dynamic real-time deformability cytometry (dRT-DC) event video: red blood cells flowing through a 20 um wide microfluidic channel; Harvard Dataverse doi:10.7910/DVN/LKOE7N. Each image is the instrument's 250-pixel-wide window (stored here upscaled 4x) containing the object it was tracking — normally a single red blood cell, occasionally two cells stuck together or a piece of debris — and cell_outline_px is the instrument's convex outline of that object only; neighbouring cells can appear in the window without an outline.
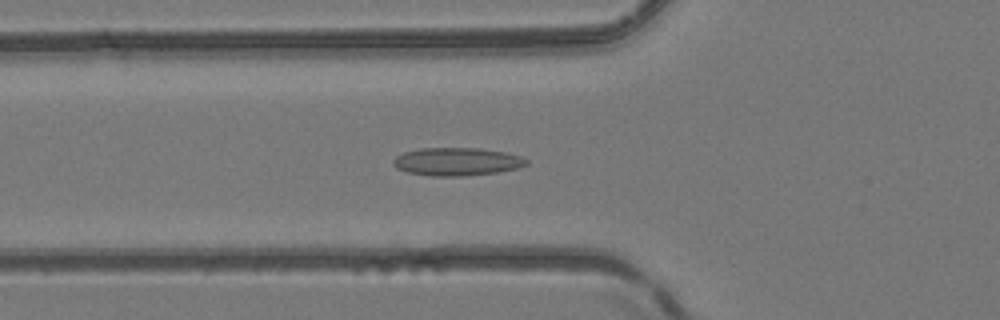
{"species": "common noctule bat (a hibernating species)", "species_latin": "Nyctalus noctula", "temperature_condition": "room temperature", "stored_images_in_passage": 12, "camera_frame_rate_fps": 3000, "um_per_image_px": 0.085, "animal": {"sex": "female", "body_mass_g": 24.6, "forearm_length_mm": 56.2}, "frame": {"image": 1, "passage_image": 5, "time_ms": 1.333, "image_size_px": [1000, 320], "cell_outline_px": [[528, 164], [520, 168], [496, 172], [464, 176], [432, 176], [408, 172], [396, 168], [392, 164], [392, 160], [396, 156], [404, 152], [420, 148], [480, 148], [504, 152], [520, 156], [528, 160]], "centroid_in_image_um": [38.83, 13.74], "position_along_channel_um": 87.0, "area_um2": 21.79}}
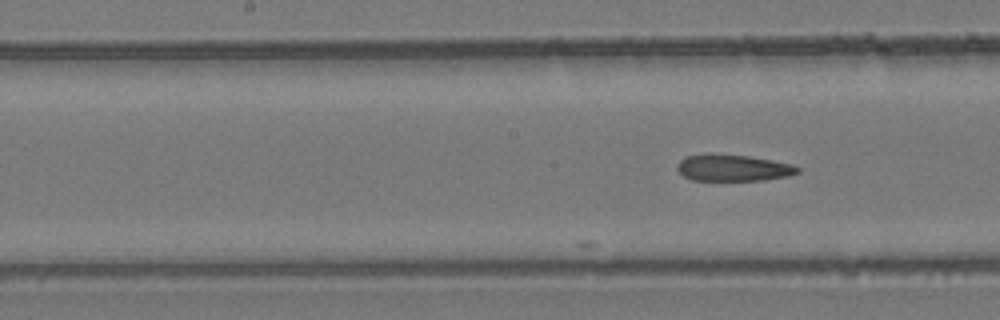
{"frame": {"image": 2, "passage_image": 12, "time_ms": 3.667, "image_size_px": [1000, 320], "cell_outline_px": [[800, 172], [788, 176], [764, 180], [692, 180], [684, 176], [676, 168], [680, 160], [688, 156], [708, 152], [712, 152], [748, 156], [772, 160], [792, 164], [800, 168]], "centroid_in_image_um": [62.31, 14.25], "position_along_channel_um": 185.9, "area_um2": 18.84}}